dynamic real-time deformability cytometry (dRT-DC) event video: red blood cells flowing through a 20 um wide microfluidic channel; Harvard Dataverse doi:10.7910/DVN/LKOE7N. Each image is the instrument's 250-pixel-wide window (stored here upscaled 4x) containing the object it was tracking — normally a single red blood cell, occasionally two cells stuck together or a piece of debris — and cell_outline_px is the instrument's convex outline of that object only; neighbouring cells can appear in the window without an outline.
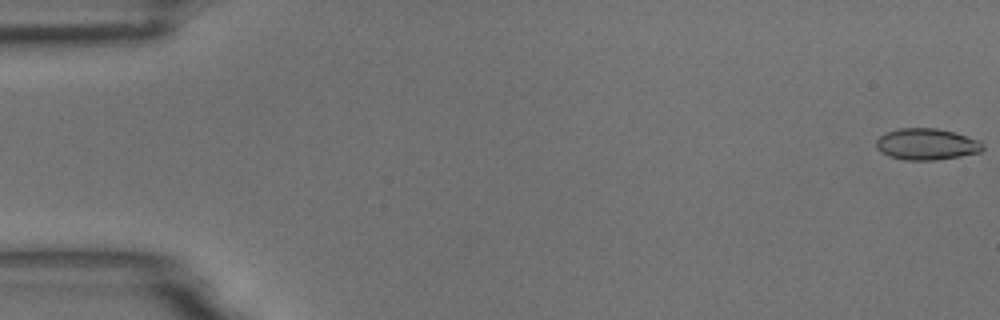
{"species": "common noctule bat (a hibernating species)", "species_latin": "Nyctalus noctula", "temperature_condition": "room temperature", "stored_images_in_passage": 57, "camera_frame_rate_fps": 3000, "um_per_image_px": 0.085, "animal": {"sex": "male", "body_mass_g": 18.8}, "frame": {"image": 1, "passage_image": 1, "time_ms": 0.0, "image_size_px": [1000, 320], "cell_outline_px": [[984, 148], [980, 152], [960, 156], [936, 160], [904, 160], [888, 156], [880, 152], [876, 148], [876, 140], [880, 136], [888, 132], [900, 128], [936, 128], [952, 132], [980, 140]], "centroid_in_image_um": [78.74, 12.26], "position_along_channel_um": 6.3, "area_um2": 19.48}}
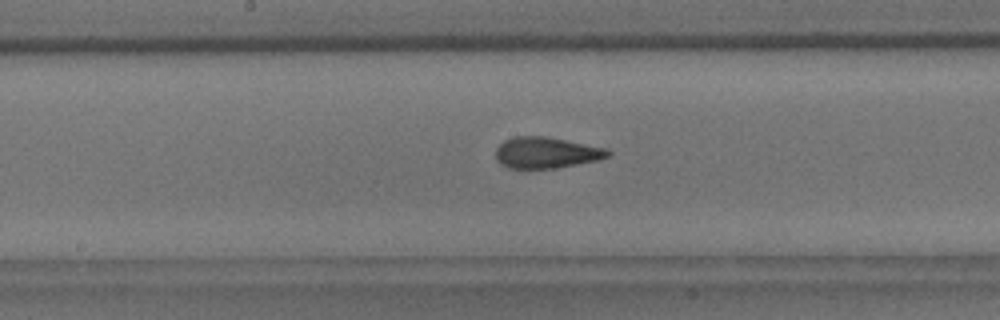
{"frame": {"image": 2, "passage_image": 30, "time_ms": 9.667, "image_size_px": [1000, 320], "cell_outline_px": [[612, 152], [608, 156], [596, 160], [556, 168], [508, 168], [500, 164], [496, 160], [496, 148], [504, 140], [516, 136], [544, 136], [608, 148]], "centroid_in_image_um": [46.41, 12.97], "position_along_channel_um": 201.8, "area_um2": 20.29}}
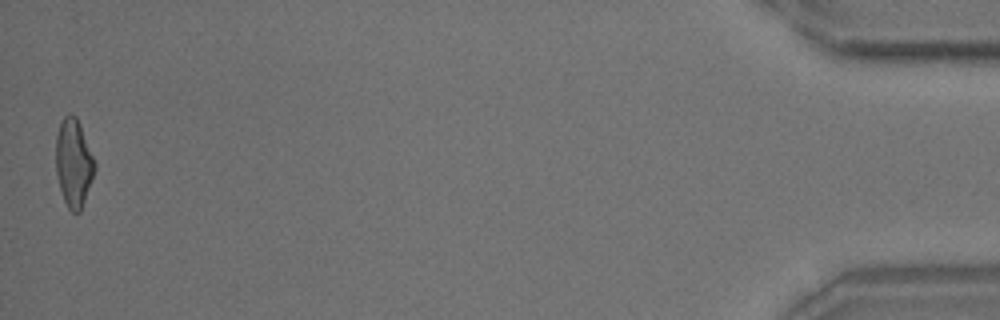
{"frame": {"image": 3, "passage_image": 57, "time_ms": 18.667, "image_size_px": [1000, 320], "cell_outline_px": [[96, 168], [80, 212], [72, 212], [68, 208], [64, 200], [60, 188], [56, 172], [56, 136], [60, 124], [64, 116], [68, 112], [72, 112], [76, 116], [80, 124], [96, 164]], "centroid_in_image_um": [6.25, 13.81], "position_along_channel_um": 428.9, "area_um2": 19.83}, "authors_computed_cell_mechanics": {"area_um2": 20.0566, "velocity_mm_per_s": 3.5591, "shape_relaxation_time_tau1_ms": 6.5484, "shape_relaxation_time_tau2_ms": 1.1348, "deformation_change_tau1": 0.1768, "deformation_change_tau2": 0.0672}}